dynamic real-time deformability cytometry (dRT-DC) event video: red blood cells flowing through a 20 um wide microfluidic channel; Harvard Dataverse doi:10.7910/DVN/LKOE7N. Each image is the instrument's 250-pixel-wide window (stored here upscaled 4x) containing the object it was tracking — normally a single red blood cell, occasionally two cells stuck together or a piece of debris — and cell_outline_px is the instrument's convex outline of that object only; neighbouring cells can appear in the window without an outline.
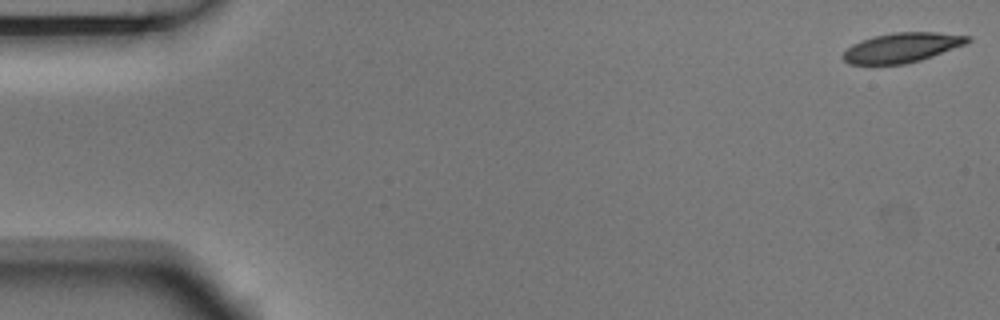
{"species": "Egyptian fruit bat (a non-hibernating species)", "species_latin": "Rousettus aegyptiacus", "temperature_condition": "room temperature", "stored_images_in_passage": 4, "camera_frame_rate_fps": 3000, "um_per_image_px": 0.085, "animal": {"sex": "male"}, "frame": {"image": 1, "passage_image": 4, "time_ms": 1.0, "image_size_px": [1000, 320], "cell_outline_px": [[972, 40], [968, 44], [920, 60], [904, 64], [848, 64], [844, 60], [844, 52], [852, 44], [872, 36], [892, 32], [936, 32], [972, 36]], "centroid_in_image_um": [76.72, 4.03], "position_along_channel_um": 8.3, "area_um2": 21.62}}